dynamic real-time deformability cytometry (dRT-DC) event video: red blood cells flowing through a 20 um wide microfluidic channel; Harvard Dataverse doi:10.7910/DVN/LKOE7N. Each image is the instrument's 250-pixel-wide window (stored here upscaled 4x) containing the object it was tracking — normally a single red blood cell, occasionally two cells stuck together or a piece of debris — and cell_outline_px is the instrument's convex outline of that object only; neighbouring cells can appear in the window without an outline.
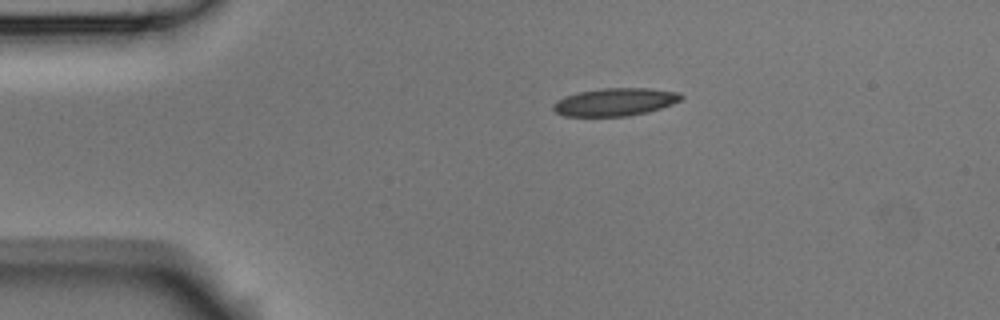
{"species": "Egyptian fruit bat (a non-hibernating species)", "species_latin": "Rousettus aegyptiacus", "temperature_condition": "room temperature", "stored_images_in_passage": 4, "camera_frame_rate_fps": 3000, "um_per_image_px": 0.085, "animal": {"sex": "male"}, "frame": {"image": 1, "passage_image": 1, "time_ms": 0.0, "image_size_px": [1000, 320], "cell_outline_px": [[684, 96], [680, 100], [672, 104], [648, 112], [628, 116], [564, 116], [556, 112], [552, 108], [552, 104], [556, 100], [564, 96], [580, 92], [604, 88], [648, 88], [680, 92]], "centroid_in_image_um": [52.27, 8.67], "position_along_channel_um": 32.7, "area_um2": 20.75}}
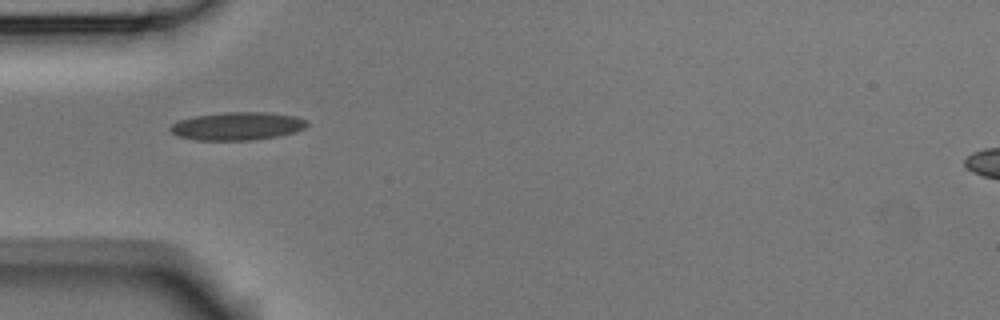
{"frame": {"image": 2, "passage_image": 3, "time_ms": 0.667, "image_size_px": [1000, 320], "cell_outline_px": [[308, 124], [304, 128], [296, 132], [276, 136], [252, 140], [196, 140], [176, 136], [168, 128], [172, 124], [180, 120], [196, 116], [224, 112], [264, 112], [296, 116], [308, 120]], "centroid_in_image_um": [20.18, 10.72], "position_along_channel_um": 64.8, "area_um2": 22.31}}
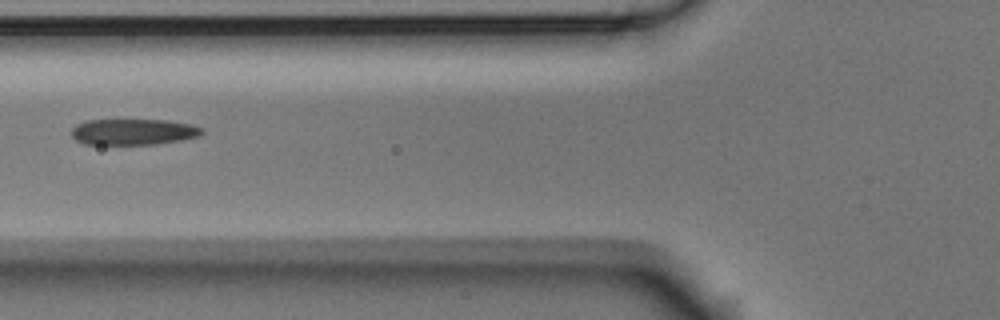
{"frame": {"image": 3, "passage_image": 4, "time_ms": 1.0, "image_size_px": [1000, 320], "cell_outline_px": [[204, 132], [200, 136], [180, 140], [152, 144], [84, 144], [76, 140], [72, 136], [72, 128], [76, 124], [84, 120], [168, 120], [192, 124], [204, 128]], "centroid_in_image_um": [11.35, 11.2], "position_along_channel_um": 114.5, "area_um2": 19.88}}